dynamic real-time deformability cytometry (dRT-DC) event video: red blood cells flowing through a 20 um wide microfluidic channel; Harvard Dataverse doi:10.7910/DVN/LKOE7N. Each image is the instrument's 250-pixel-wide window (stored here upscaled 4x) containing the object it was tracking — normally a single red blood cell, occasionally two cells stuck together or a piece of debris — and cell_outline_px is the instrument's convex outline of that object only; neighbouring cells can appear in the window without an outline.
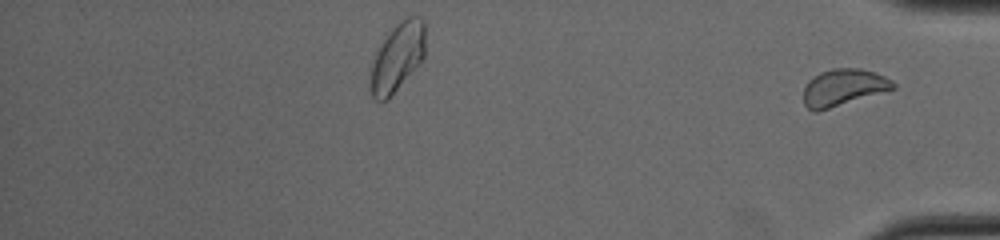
{"species": "common noctule bat (a hibernating species)", "species_latin": "Nyctalus noctula", "temperature_condition": "cold", "stored_images_in_passage": 26, "segment_of_instrument_passage": [2, 2], "camera_frame_rate_fps": 3000, "um_per_image_px": 0.085, "animal": {"sex": "male", "body_mass_g": 19.0, "forearm_length_mm": 50.8}, "frame": {"image": 1, "passage_image": 26, "time_ms": 8.333, "image_size_px": [1000, 240], "cell_outline_px": [[896, 88], [816, 112], [812, 112], [804, 104], [804, 88], [808, 80], [820, 72], [832, 68], [860, 68], [884, 76], [892, 80], [896, 84]], "centroid_in_image_um": [71.66, 7.43], "position_along_channel_um": 363.5, "area_um2": 19.07}}